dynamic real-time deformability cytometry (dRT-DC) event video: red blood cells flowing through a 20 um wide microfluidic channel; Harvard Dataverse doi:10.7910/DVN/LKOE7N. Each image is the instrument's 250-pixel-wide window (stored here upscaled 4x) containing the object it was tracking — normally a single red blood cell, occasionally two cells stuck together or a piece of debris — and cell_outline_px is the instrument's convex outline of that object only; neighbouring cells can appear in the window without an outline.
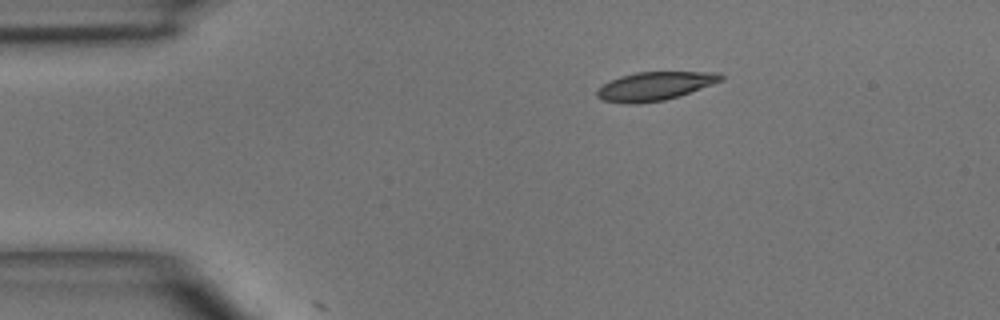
{"species": "common noctule bat (a hibernating species)", "species_latin": "Nyctalus noctula", "temperature_condition": "room temperature", "stored_images_in_passage": 3, "camera_frame_rate_fps": 3000, "um_per_image_px": 0.085, "animal": {"sex": "male", "body_mass_g": 15.6}, "frame": {"image": 1, "passage_image": 1, "time_ms": 0.0, "image_size_px": [1000, 320], "cell_outline_px": [[724, 80], [680, 96], [664, 100], [636, 104], [628, 104], [604, 100], [596, 96], [596, 92], [604, 84], [620, 76], [636, 72], [720, 72], [724, 76]], "centroid_in_image_um": [55.7, 7.32], "position_along_channel_um": 29.3, "area_um2": 20.58}}
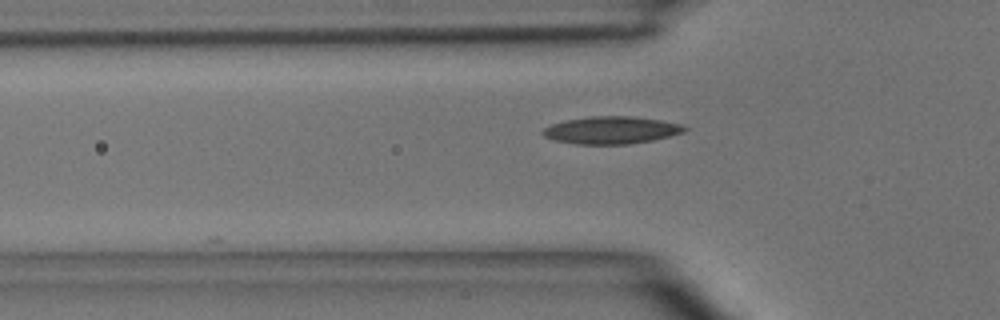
{"frame": {"image": 2, "passage_image": 3, "time_ms": 2.333, "image_size_px": [1000, 320], "cell_outline_px": [[688, 128], [684, 132], [652, 140], [628, 144], [576, 144], [556, 140], [544, 136], [540, 132], [544, 128], [552, 124], [568, 120], [592, 116], [632, 116], [660, 120], [684, 124]], "centroid_in_image_um": [51.99, 11.06], "position_along_channel_um": 73.8, "area_um2": 22.48}}